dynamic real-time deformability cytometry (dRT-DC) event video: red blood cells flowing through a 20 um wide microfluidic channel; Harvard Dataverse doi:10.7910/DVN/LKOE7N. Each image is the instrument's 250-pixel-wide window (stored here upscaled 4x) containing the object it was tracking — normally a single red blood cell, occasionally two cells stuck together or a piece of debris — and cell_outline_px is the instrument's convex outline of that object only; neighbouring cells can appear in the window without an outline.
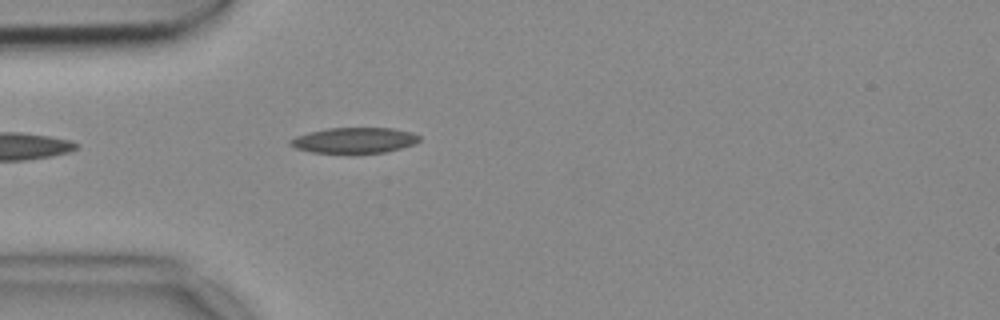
{"species": "common noctule bat (a hibernating species)", "species_latin": "Nyctalus noctula", "temperature_condition": "cold", "stored_images_in_passage": 5, "camera_frame_rate_fps": 3000, "um_per_image_px": 0.085, "animal": {"sex": "female", "body_mass_g": 18.4}, "frame": {"image": 1, "passage_image": 1, "time_ms": 0.0, "image_size_px": [1000, 320], "cell_outline_px": [[420, 140], [412, 144], [400, 148], [384, 152], [352, 156], [312, 152], [296, 148], [288, 144], [288, 140], [296, 136], [308, 132], [328, 128], [392, 128], [412, 132], [420, 136]], "centroid_in_image_um": [30.07, 11.96], "position_along_channel_um": 54.9, "area_um2": 20.0}}